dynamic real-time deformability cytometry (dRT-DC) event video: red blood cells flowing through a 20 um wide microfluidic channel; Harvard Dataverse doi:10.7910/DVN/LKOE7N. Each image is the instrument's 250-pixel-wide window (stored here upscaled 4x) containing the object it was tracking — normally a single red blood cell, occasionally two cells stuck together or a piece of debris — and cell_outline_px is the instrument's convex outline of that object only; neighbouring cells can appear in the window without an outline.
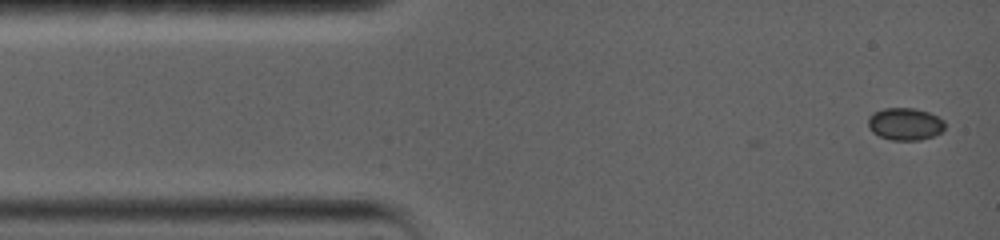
{"species": "common noctule bat (a hibernating species)", "species_latin": "Nyctalus noctula", "temperature_condition": "warm", "stored_images_in_passage": 6, "camera_frame_rate_fps": 5000, "um_per_image_px": 0.085, "animal": {"sex": "female", "body_mass_g": 19.0, "forearm_length_mm": 56.7}, "frame": {"image": 1, "passage_image": 1, "time_ms": 0.0, "image_size_px": [1000, 240], "cell_outline_px": [[944, 128], [940, 132], [932, 136], [920, 140], [892, 140], [880, 136], [872, 132], [868, 128], [868, 116], [872, 112], [884, 108], [916, 108], [928, 112], [944, 120]], "centroid_in_image_um": [76.89, 10.53], "position_along_channel_um": 8.1, "area_um2": 14.51}}
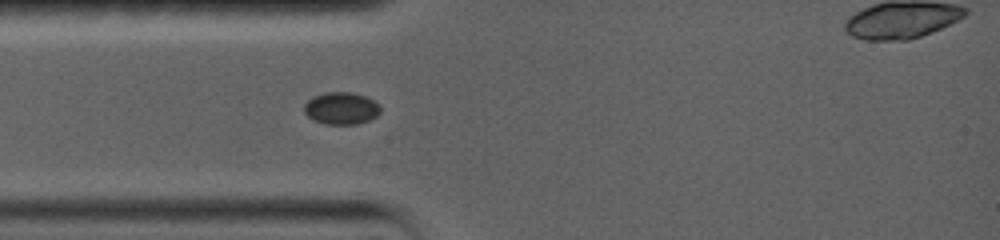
{"frame": {"image": 2, "passage_image": 5, "time_ms": 3.4, "image_size_px": [1000, 240], "cell_outline_px": [[380, 112], [376, 116], [368, 120], [356, 124], [324, 124], [312, 120], [304, 112], [304, 104], [312, 96], [324, 92], [352, 92], [364, 96], [372, 100], [380, 108]], "centroid_in_image_um": [28.95, 9.2], "position_along_channel_um": 56.0, "area_um2": 14.28}}
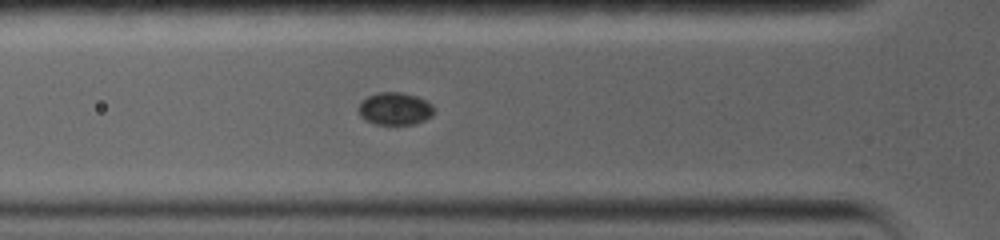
{"frame": {"image": 3, "passage_image": 6, "time_ms": 4.4, "image_size_px": [1000, 240], "cell_outline_px": [[432, 116], [416, 124], [376, 124], [364, 120], [360, 116], [356, 108], [360, 100], [376, 92], [400, 92], [416, 96], [432, 104]], "centroid_in_image_um": [33.49, 9.24], "position_along_channel_um": 92.3, "area_um2": 14.45}}